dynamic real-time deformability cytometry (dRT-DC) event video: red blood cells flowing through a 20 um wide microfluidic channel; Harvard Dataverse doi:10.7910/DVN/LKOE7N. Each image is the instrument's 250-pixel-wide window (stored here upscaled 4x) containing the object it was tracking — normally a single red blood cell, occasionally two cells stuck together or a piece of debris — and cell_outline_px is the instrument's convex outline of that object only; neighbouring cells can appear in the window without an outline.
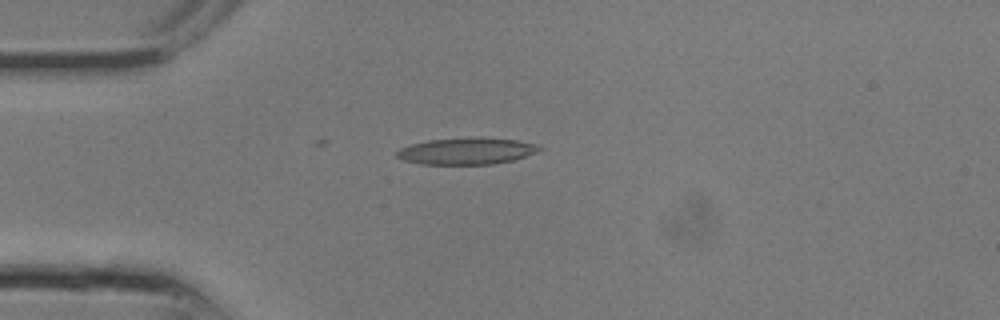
{"species": "common noctule bat (a hibernating species)", "species_latin": "Nyctalus noctula", "temperature_condition": "room temperature", "stored_images_in_passage": 5, "camera_frame_rate_fps": 3000, "um_per_image_px": 0.085, "animal": {"sex": "male", "body_mass_g": 13.3}, "frame": {"image": 1, "passage_image": 4, "time_ms": 1.0, "image_size_px": [1000, 320], "cell_outline_px": [[544, 148], [536, 152], [512, 160], [492, 164], [420, 164], [404, 160], [396, 156], [396, 152], [400, 148], [412, 144], [428, 140], [516, 140], [536, 144]], "centroid_in_image_um": [39.62, 12.89], "position_along_channel_um": 45.4, "area_um2": 20.92}}